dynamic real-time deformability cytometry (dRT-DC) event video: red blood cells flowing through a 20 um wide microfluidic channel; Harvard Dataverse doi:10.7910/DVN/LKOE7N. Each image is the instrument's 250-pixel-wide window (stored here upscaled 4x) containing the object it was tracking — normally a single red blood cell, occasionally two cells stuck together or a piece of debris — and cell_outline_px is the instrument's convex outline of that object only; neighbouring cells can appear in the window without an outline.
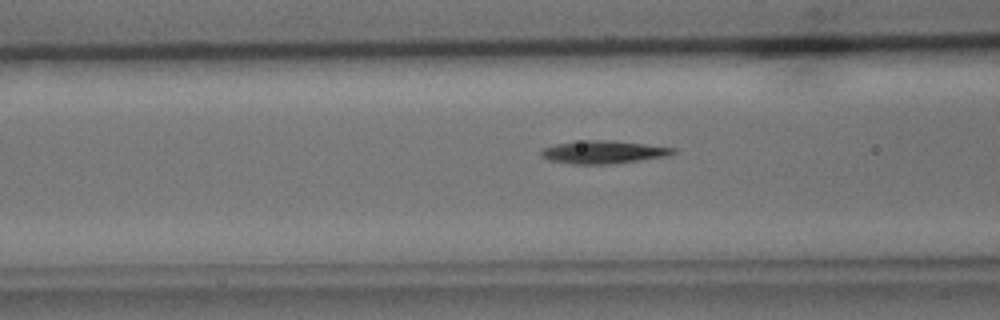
{"species": "common noctule bat (a hibernating species)", "species_latin": "Nyctalus noctula", "temperature_condition": "cold", "stored_images_in_passage": 30, "camera_frame_rate_fps": 3000, "um_per_image_px": 0.085, "animal": {"sex": "male", "body_mass_g": 15.6}, "frame": {"image": 1, "passage_image": 7, "time_ms": 2.0, "image_size_px": [1000, 320], "cell_outline_px": [[676, 152], [668, 156], [612, 164], [572, 164], [548, 160], [540, 156], [540, 148], [556, 144], [584, 140], [612, 140], [676, 148]], "centroid_in_image_um": [51.25, 12.93], "position_along_channel_um": 115.4, "area_um2": 17.74}}
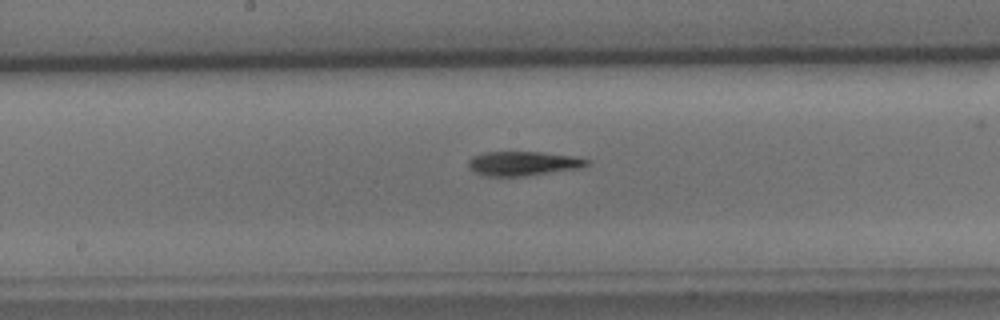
{"frame": {"image": 2, "passage_image": 14, "time_ms": 4.333, "image_size_px": [1000, 320], "cell_outline_px": [[592, 160], [588, 164], [580, 168], [524, 176], [488, 176], [476, 172], [468, 168], [468, 160], [472, 156], [484, 152], [544, 152], [576, 156]], "centroid_in_image_um": [44.49, 13.88], "position_along_channel_um": 203.7, "area_um2": 16.88}}
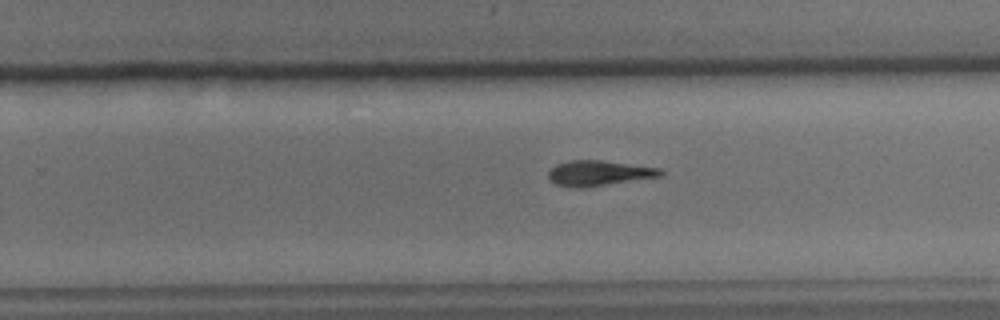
{"frame": {"image": 3, "passage_image": 20, "time_ms": 6.333, "image_size_px": [1000, 320], "cell_outline_px": [[664, 172], [660, 176], [584, 188], [576, 188], [556, 184], [548, 180], [548, 172], [556, 164], [568, 160], [600, 160], [660, 168]], "centroid_in_image_um": [50.85, 14.72], "position_along_channel_um": 278.9, "area_um2": 16.47}}